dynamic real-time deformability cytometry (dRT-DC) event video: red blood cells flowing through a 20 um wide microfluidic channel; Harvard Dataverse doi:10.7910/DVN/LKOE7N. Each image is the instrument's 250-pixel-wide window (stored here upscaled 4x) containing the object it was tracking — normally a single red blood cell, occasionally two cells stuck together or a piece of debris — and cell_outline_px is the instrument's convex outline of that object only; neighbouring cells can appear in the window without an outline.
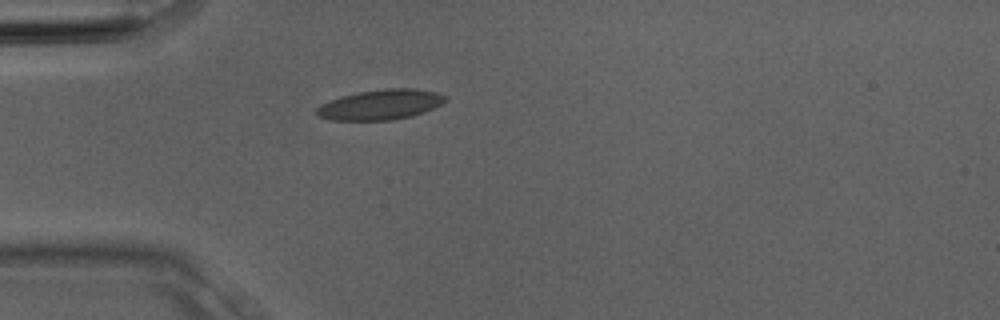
{"species": "Egyptian fruit bat (a non-hibernating species)", "species_latin": "Rousettus aegyptiacus", "temperature_condition": "room temperature", "stored_images_in_passage": 1, "camera_frame_rate_fps": 3000, "um_per_image_px": 0.085, "animal": {"sex": "male"}, "frame": {"image": 1, "passage_image": 1, "time_ms": 0.0, "image_size_px": [1000, 320], "cell_outline_px": [[448, 100], [424, 112], [412, 116], [392, 120], [332, 120], [320, 116], [316, 112], [316, 108], [320, 104], [328, 100], [360, 92], [388, 88], [416, 88], [436, 92], [448, 96]], "centroid_in_image_um": [32.38, 8.89], "position_along_channel_um": 52.6, "area_um2": 22.54}}